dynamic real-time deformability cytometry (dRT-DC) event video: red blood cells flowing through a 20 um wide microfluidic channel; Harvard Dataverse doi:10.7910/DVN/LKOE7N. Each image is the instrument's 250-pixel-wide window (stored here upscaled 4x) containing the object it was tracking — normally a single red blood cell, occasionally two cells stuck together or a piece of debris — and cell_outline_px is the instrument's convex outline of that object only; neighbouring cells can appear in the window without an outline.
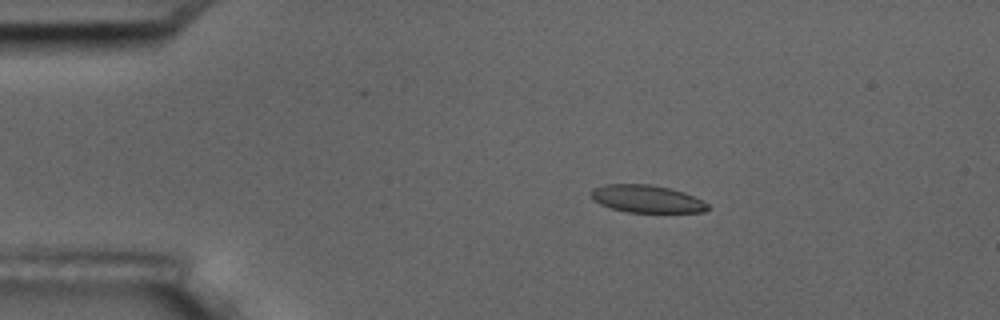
{"species": "common noctule bat (a hibernating species)", "species_latin": "Nyctalus noctula", "temperature_condition": "room temperature", "stored_images_in_passage": 5, "camera_frame_rate_fps": 3000, "um_per_image_px": 0.085, "animal": {"sex": "male", "body_mass_g": 17.5, "forearm_length_mm": 52.3}, "frame": {"image": 1, "passage_image": 4, "time_ms": 3.333, "image_size_px": [1000, 320], "cell_outline_px": [[708, 208], [704, 212], [628, 212], [612, 208], [600, 204], [592, 196], [592, 188], [604, 184], [652, 184], [684, 192], [708, 204]], "centroid_in_image_um": [54.96, 16.89], "position_along_channel_um": 30.0, "area_um2": 18.44}}